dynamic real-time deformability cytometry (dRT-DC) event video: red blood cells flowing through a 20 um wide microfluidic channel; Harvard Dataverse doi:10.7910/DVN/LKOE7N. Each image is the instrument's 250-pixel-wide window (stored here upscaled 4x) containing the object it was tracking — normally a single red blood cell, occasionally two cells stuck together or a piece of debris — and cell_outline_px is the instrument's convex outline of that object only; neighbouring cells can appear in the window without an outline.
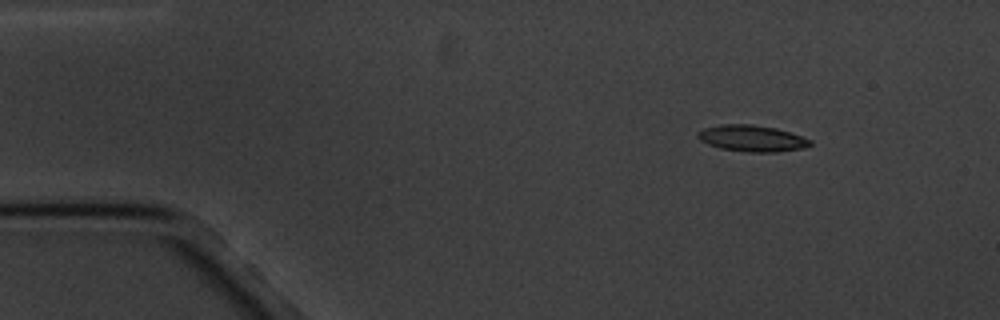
{"species": "common noctule bat (a hibernating species)", "species_latin": "Nyctalus noctula", "temperature_condition": "cold", "stored_images_in_passage": 7, "camera_frame_rate_fps": 3000, "um_per_image_px": 0.085, "animal": {"sex": "male", "body_mass_g": 20.1, "forearm_length_mm": 53.5}, "frame": {"image": 1, "passage_image": 2, "time_ms": 1.333, "image_size_px": [1000, 320], "cell_outline_px": [[812, 144], [804, 148], [776, 152], [748, 152], [720, 148], [708, 144], [700, 140], [696, 136], [696, 132], [704, 128], [720, 124], [752, 124], [776, 128], [812, 140]], "centroid_in_image_um": [63.89, 11.76], "position_along_channel_um": 21.1, "area_um2": 17.28}}
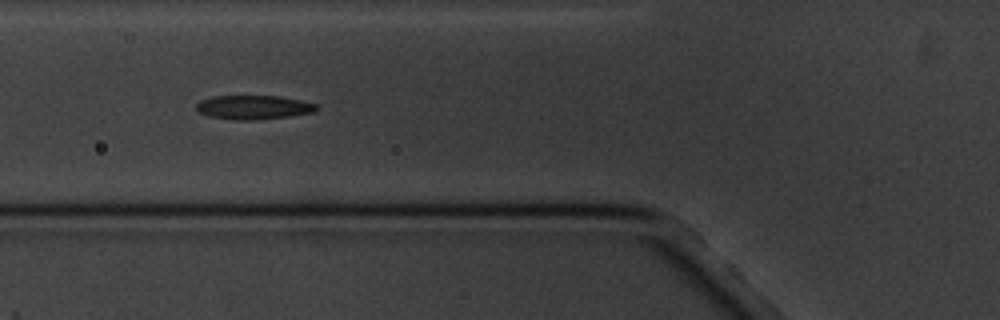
{"frame": {"image": 2, "passage_image": 6, "time_ms": 6.0, "image_size_px": [1000, 320], "cell_outline_px": [[320, 108], [312, 112], [288, 116], [252, 120], [236, 120], [212, 116], [200, 112], [196, 108], [196, 104], [200, 100], [212, 96], [280, 96], [300, 100], [316, 104]], "centroid_in_image_um": [21.55, 9.11], "position_along_channel_um": 104.2, "area_um2": 16.59}}
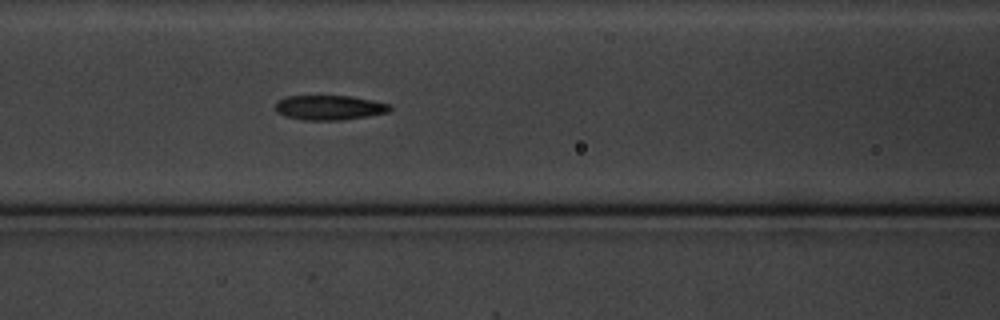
{"frame": {"image": 3, "passage_image": 7, "time_ms": 7.0, "image_size_px": [1000, 320], "cell_outline_px": [[392, 108], [388, 112], [368, 116], [340, 120], [300, 120], [276, 112], [276, 100], [288, 96], [352, 96], [372, 100], [388, 104]], "centroid_in_image_um": [27.98, 9.14], "position_along_channel_um": 138.6, "area_um2": 16.42}}